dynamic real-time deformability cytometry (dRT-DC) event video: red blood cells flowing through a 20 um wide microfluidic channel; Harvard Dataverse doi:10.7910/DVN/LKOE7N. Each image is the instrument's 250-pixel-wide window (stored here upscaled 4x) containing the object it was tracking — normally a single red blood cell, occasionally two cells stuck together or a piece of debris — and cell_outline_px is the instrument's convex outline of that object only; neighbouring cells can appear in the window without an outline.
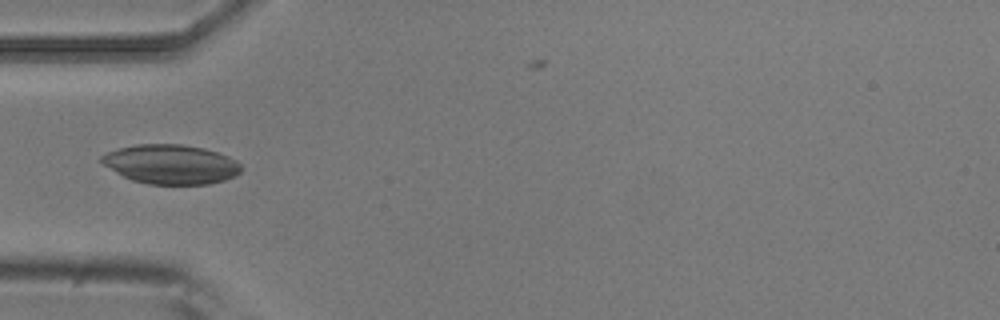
{"species": "common noctule bat (a hibernating species)", "species_latin": "Nyctalus noctula", "temperature_condition": "room temperature", "stored_images_in_passage": 6, "camera_frame_rate_fps": 3000, "um_per_image_px": 0.085, "animal": {"sex": "male", "body_mass_g": 20.5, "forearm_length_mm": 52.5}, "frame": {"image": 1, "passage_image": 5, "time_ms": 1.333, "image_size_px": [1000, 320], "cell_outline_px": [[240, 172], [236, 176], [224, 180], [208, 184], [148, 184], [132, 180], [116, 172], [104, 164], [100, 160], [100, 156], [108, 152], [120, 148], [136, 144], [180, 144], [204, 148], [228, 156], [236, 160], [240, 164]], "centroid_in_image_um": [14.54, 13.96], "position_along_channel_um": 70.5, "area_um2": 31.85}}